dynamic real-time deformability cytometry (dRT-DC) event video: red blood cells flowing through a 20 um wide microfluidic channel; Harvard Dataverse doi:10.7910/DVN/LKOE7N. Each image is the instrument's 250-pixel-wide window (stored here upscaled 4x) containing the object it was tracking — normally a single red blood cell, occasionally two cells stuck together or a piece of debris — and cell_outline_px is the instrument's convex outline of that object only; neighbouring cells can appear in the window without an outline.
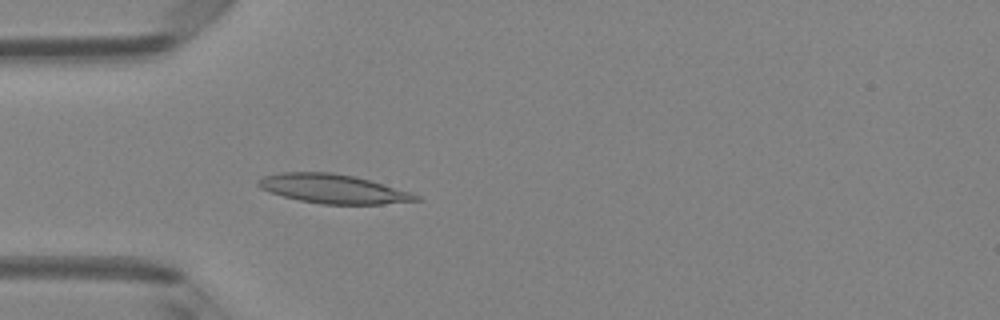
{"species": "Egyptian fruit bat (a non-hibernating species)", "species_latin": "Rousettus aegyptiacus", "temperature_condition": "room temperature", "stored_images_in_passage": 4, "camera_frame_rate_fps": 3000, "um_per_image_px": 0.085, "animal": {"sex": "female"}, "frame": {"image": 1, "passage_image": 4, "time_ms": 1.0, "image_size_px": [1000, 320], "cell_outline_px": [[424, 200], [384, 204], [320, 204], [300, 200], [284, 196], [260, 188], [256, 184], [256, 180], [264, 176], [280, 172], [332, 172], [356, 176], [412, 192], [420, 196]], "centroid_in_image_um": [28.36, 16.04], "position_along_channel_um": 56.6, "area_um2": 26.88}}